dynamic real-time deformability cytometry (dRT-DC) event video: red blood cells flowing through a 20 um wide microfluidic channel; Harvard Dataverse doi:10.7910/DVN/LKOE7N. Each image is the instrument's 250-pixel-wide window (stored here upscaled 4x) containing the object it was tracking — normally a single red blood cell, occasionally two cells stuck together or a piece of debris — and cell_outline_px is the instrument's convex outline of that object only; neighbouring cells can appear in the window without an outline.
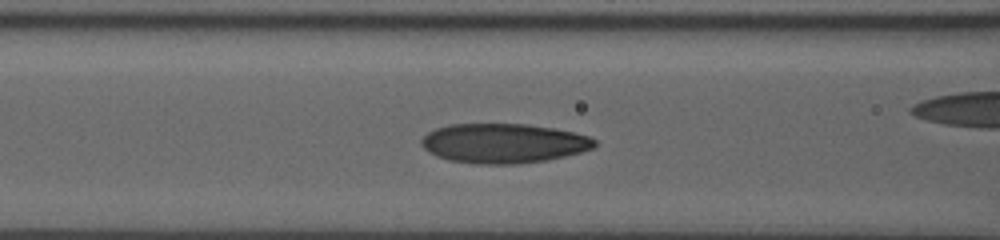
{"species": "human", "species_latin": "Homo sapiens", "temperature_condition": "room temperature", "stored_images_in_passage": 38, "camera_frame_rate_fps": 3000, "um_per_image_px": 0.085, "donor": {"sex": "male"}, "frame": {"image": 1, "passage_image": 13, "time_ms": 4.0, "image_size_px": [1000, 240], "cell_outline_px": [[596, 144], [592, 148], [580, 152], [564, 156], [544, 160], [516, 164], [476, 164], [448, 160], [436, 156], [428, 152], [420, 144], [420, 140], [428, 132], [436, 128], [452, 124], [528, 124], [552, 128], [572, 132], [588, 136], [596, 140]], "centroid_in_image_um": [42.75, 12.18], "position_along_channel_um": 123.8, "area_um2": 39.82}}
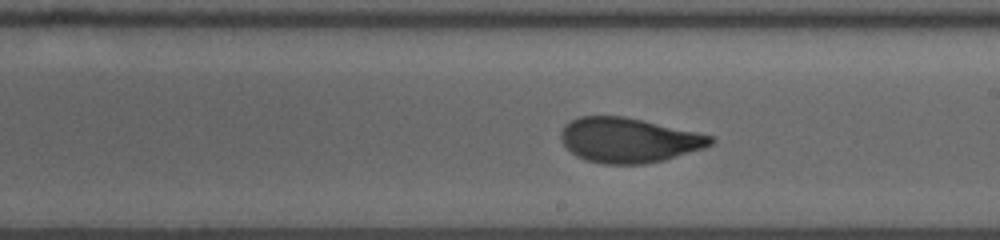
{"frame": {"image": 2, "passage_image": 22, "time_ms": 7.0, "image_size_px": [1000, 240], "cell_outline_px": [[716, 140], [712, 144], [704, 148], [664, 160], [644, 164], [604, 164], [588, 160], [576, 156], [560, 140], [560, 132], [564, 124], [580, 116], [624, 116], [696, 132], [712, 136]], "centroid_in_image_um": [53.42, 11.91], "position_along_channel_um": 235.6, "area_um2": 38.96}}
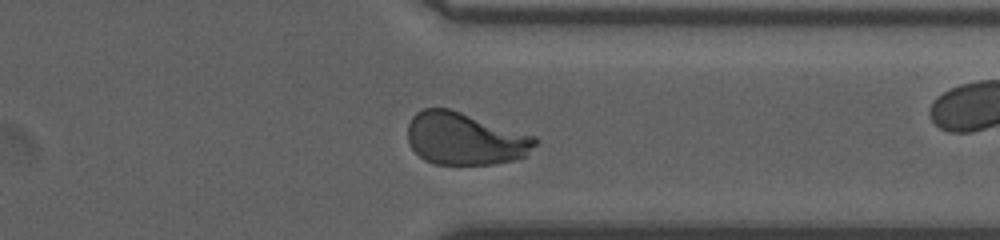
{"frame": {"image": 3, "passage_image": 33, "time_ms": 10.667, "image_size_px": [1000, 240], "cell_outline_px": [[540, 140], [524, 156], [516, 160], [492, 164], [436, 164], [424, 160], [412, 148], [408, 140], [408, 124], [412, 116], [416, 112], [424, 108], [448, 108], [536, 136]], "centroid_in_image_um": [39.52, 11.79], "position_along_channel_um": 371.9, "area_um2": 38.84}, "authors_computed_cell_mechanics": {"area_um2": 38.9572, "velocity_mm_per_s": 3.7217, "shape_relaxation_time_tau1_ms": 5.7707, "shape_relaxation_time_tau2_ms": 0.8609, "deformation_change_tau1": 0.2263, "deformation_change_tau2": 0.0698}}